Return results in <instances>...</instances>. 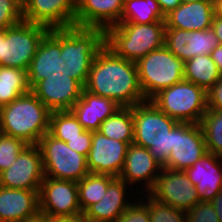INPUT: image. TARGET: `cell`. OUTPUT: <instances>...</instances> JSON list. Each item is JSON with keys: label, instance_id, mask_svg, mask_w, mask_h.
I'll use <instances>...</instances> for the list:
<instances>
[{"label": "cell", "instance_id": "obj_1", "mask_svg": "<svg viewBox=\"0 0 222 222\" xmlns=\"http://www.w3.org/2000/svg\"><path fill=\"white\" fill-rule=\"evenodd\" d=\"M84 89L110 98L121 107L146 101L139 85L136 63L117 56L106 45L93 59Z\"/></svg>", "mask_w": 222, "mask_h": 222}, {"label": "cell", "instance_id": "obj_2", "mask_svg": "<svg viewBox=\"0 0 222 222\" xmlns=\"http://www.w3.org/2000/svg\"><path fill=\"white\" fill-rule=\"evenodd\" d=\"M51 111L30 90L0 108V132L37 145L49 131Z\"/></svg>", "mask_w": 222, "mask_h": 222}, {"label": "cell", "instance_id": "obj_3", "mask_svg": "<svg viewBox=\"0 0 222 222\" xmlns=\"http://www.w3.org/2000/svg\"><path fill=\"white\" fill-rule=\"evenodd\" d=\"M135 145L150 150L164 166L174 147V127L179 123L160 111L150 100L132 106Z\"/></svg>", "mask_w": 222, "mask_h": 222}, {"label": "cell", "instance_id": "obj_4", "mask_svg": "<svg viewBox=\"0 0 222 222\" xmlns=\"http://www.w3.org/2000/svg\"><path fill=\"white\" fill-rule=\"evenodd\" d=\"M165 21L150 24L120 22L105 31V45L117 56L137 62L164 46Z\"/></svg>", "mask_w": 222, "mask_h": 222}, {"label": "cell", "instance_id": "obj_5", "mask_svg": "<svg viewBox=\"0 0 222 222\" xmlns=\"http://www.w3.org/2000/svg\"><path fill=\"white\" fill-rule=\"evenodd\" d=\"M59 29L65 72L85 87L92 61L105 45V31L75 25Z\"/></svg>", "mask_w": 222, "mask_h": 222}, {"label": "cell", "instance_id": "obj_6", "mask_svg": "<svg viewBox=\"0 0 222 222\" xmlns=\"http://www.w3.org/2000/svg\"><path fill=\"white\" fill-rule=\"evenodd\" d=\"M150 101L179 123L200 124L208 109L207 92L185 79L160 90Z\"/></svg>", "mask_w": 222, "mask_h": 222}, {"label": "cell", "instance_id": "obj_7", "mask_svg": "<svg viewBox=\"0 0 222 222\" xmlns=\"http://www.w3.org/2000/svg\"><path fill=\"white\" fill-rule=\"evenodd\" d=\"M138 80L146 100L184 79V62L165 46L136 62Z\"/></svg>", "mask_w": 222, "mask_h": 222}, {"label": "cell", "instance_id": "obj_8", "mask_svg": "<svg viewBox=\"0 0 222 222\" xmlns=\"http://www.w3.org/2000/svg\"><path fill=\"white\" fill-rule=\"evenodd\" d=\"M37 145L41 151L45 177L78 182L90 173L87 158L72 150L63 140L45 133Z\"/></svg>", "mask_w": 222, "mask_h": 222}, {"label": "cell", "instance_id": "obj_9", "mask_svg": "<svg viewBox=\"0 0 222 222\" xmlns=\"http://www.w3.org/2000/svg\"><path fill=\"white\" fill-rule=\"evenodd\" d=\"M49 28L40 24L22 21L5 29L2 41V66L27 71L37 48Z\"/></svg>", "mask_w": 222, "mask_h": 222}, {"label": "cell", "instance_id": "obj_10", "mask_svg": "<svg viewBox=\"0 0 222 222\" xmlns=\"http://www.w3.org/2000/svg\"><path fill=\"white\" fill-rule=\"evenodd\" d=\"M148 194L162 203L185 212L200 202L195 186L184 171L164 167Z\"/></svg>", "mask_w": 222, "mask_h": 222}, {"label": "cell", "instance_id": "obj_11", "mask_svg": "<svg viewBox=\"0 0 222 222\" xmlns=\"http://www.w3.org/2000/svg\"><path fill=\"white\" fill-rule=\"evenodd\" d=\"M45 179L38 145H27L15 162L0 173V186L12 189L40 190Z\"/></svg>", "mask_w": 222, "mask_h": 222}, {"label": "cell", "instance_id": "obj_12", "mask_svg": "<svg viewBox=\"0 0 222 222\" xmlns=\"http://www.w3.org/2000/svg\"><path fill=\"white\" fill-rule=\"evenodd\" d=\"M39 211L48 216L82 214L77 182L45 177L39 190Z\"/></svg>", "mask_w": 222, "mask_h": 222}, {"label": "cell", "instance_id": "obj_13", "mask_svg": "<svg viewBox=\"0 0 222 222\" xmlns=\"http://www.w3.org/2000/svg\"><path fill=\"white\" fill-rule=\"evenodd\" d=\"M206 153L208 151L200 124L178 123L174 127V147L163 167L184 171Z\"/></svg>", "mask_w": 222, "mask_h": 222}, {"label": "cell", "instance_id": "obj_14", "mask_svg": "<svg viewBox=\"0 0 222 222\" xmlns=\"http://www.w3.org/2000/svg\"><path fill=\"white\" fill-rule=\"evenodd\" d=\"M162 168L163 166L154 159L149 149L133 143L127 148L124 166L119 178L129 185L132 190L135 191L137 190L135 188H138L136 191L138 195L146 194L154 186Z\"/></svg>", "mask_w": 222, "mask_h": 222}, {"label": "cell", "instance_id": "obj_15", "mask_svg": "<svg viewBox=\"0 0 222 222\" xmlns=\"http://www.w3.org/2000/svg\"><path fill=\"white\" fill-rule=\"evenodd\" d=\"M48 76H69L65 72L64 58L61 56L60 29H50L43 37L27 70L31 89Z\"/></svg>", "mask_w": 222, "mask_h": 222}, {"label": "cell", "instance_id": "obj_16", "mask_svg": "<svg viewBox=\"0 0 222 222\" xmlns=\"http://www.w3.org/2000/svg\"><path fill=\"white\" fill-rule=\"evenodd\" d=\"M128 144L109 139L99 131L92 132V144L87 156L90 173L119 177L125 162Z\"/></svg>", "mask_w": 222, "mask_h": 222}, {"label": "cell", "instance_id": "obj_17", "mask_svg": "<svg viewBox=\"0 0 222 222\" xmlns=\"http://www.w3.org/2000/svg\"><path fill=\"white\" fill-rule=\"evenodd\" d=\"M217 45L212 28L195 31L165 28L164 46L184 63L196 56L210 55Z\"/></svg>", "mask_w": 222, "mask_h": 222}, {"label": "cell", "instance_id": "obj_18", "mask_svg": "<svg viewBox=\"0 0 222 222\" xmlns=\"http://www.w3.org/2000/svg\"><path fill=\"white\" fill-rule=\"evenodd\" d=\"M76 0H27L23 4L24 21L49 29L75 25Z\"/></svg>", "mask_w": 222, "mask_h": 222}, {"label": "cell", "instance_id": "obj_19", "mask_svg": "<svg viewBox=\"0 0 222 222\" xmlns=\"http://www.w3.org/2000/svg\"><path fill=\"white\" fill-rule=\"evenodd\" d=\"M84 87L69 76H48L31 91L51 111L71 110Z\"/></svg>", "mask_w": 222, "mask_h": 222}, {"label": "cell", "instance_id": "obj_20", "mask_svg": "<svg viewBox=\"0 0 222 222\" xmlns=\"http://www.w3.org/2000/svg\"><path fill=\"white\" fill-rule=\"evenodd\" d=\"M131 189L122 179L115 177L109 183L104 197L83 213L84 218L92 222H115L139 196L136 192L132 193L134 190Z\"/></svg>", "mask_w": 222, "mask_h": 222}, {"label": "cell", "instance_id": "obj_21", "mask_svg": "<svg viewBox=\"0 0 222 222\" xmlns=\"http://www.w3.org/2000/svg\"><path fill=\"white\" fill-rule=\"evenodd\" d=\"M124 0H76L75 26L101 28L120 23Z\"/></svg>", "mask_w": 222, "mask_h": 222}, {"label": "cell", "instance_id": "obj_22", "mask_svg": "<svg viewBox=\"0 0 222 222\" xmlns=\"http://www.w3.org/2000/svg\"><path fill=\"white\" fill-rule=\"evenodd\" d=\"M195 186L200 201L210 202L222 190V157L206 153L184 170Z\"/></svg>", "mask_w": 222, "mask_h": 222}, {"label": "cell", "instance_id": "obj_23", "mask_svg": "<svg viewBox=\"0 0 222 222\" xmlns=\"http://www.w3.org/2000/svg\"><path fill=\"white\" fill-rule=\"evenodd\" d=\"M39 214V190L0 186V222H26Z\"/></svg>", "mask_w": 222, "mask_h": 222}, {"label": "cell", "instance_id": "obj_24", "mask_svg": "<svg viewBox=\"0 0 222 222\" xmlns=\"http://www.w3.org/2000/svg\"><path fill=\"white\" fill-rule=\"evenodd\" d=\"M215 16L214 1L201 0L192 3H181L165 16L166 28L181 30H206L211 28Z\"/></svg>", "mask_w": 222, "mask_h": 222}, {"label": "cell", "instance_id": "obj_25", "mask_svg": "<svg viewBox=\"0 0 222 222\" xmlns=\"http://www.w3.org/2000/svg\"><path fill=\"white\" fill-rule=\"evenodd\" d=\"M120 108L121 106L110 98L101 97L83 89L81 97L71 111L85 130L95 132L99 131L101 123L106 118Z\"/></svg>", "mask_w": 222, "mask_h": 222}, {"label": "cell", "instance_id": "obj_26", "mask_svg": "<svg viewBox=\"0 0 222 222\" xmlns=\"http://www.w3.org/2000/svg\"><path fill=\"white\" fill-rule=\"evenodd\" d=\"M222 73L210 55L191 58L184 63V79L208 92L221 78Z\"/></svg>", "mask_w": 222, "mask_h": 222}, {"label": "cell", "instance_id": "obj_27", "mask_svg": "<svg viewBox=\"0 0 222 222\" xmlns=\"http://www.w3.org/2000/svg\"><path fill=\"white\" fill-rule=\"evenodd\" d=\"M99 132L109 139L133 144L134 121L132 107H121L100 125Z\"/></svg>", "mask_w": 222, "mask_h": 222}, {"label": "cell", "instance_id": "obj_28", "mask_svg": "<svg viewBox=\"0 0 222 222\" xmlns=\"http://www.w3.org/2000/svg\"><path fill=\"white\" fill-rule=\"evenodd\" d=\"M31 90L27 71L0 66V108Z\"/></svg>", "mask_w": 222, "mask_h": 222}, {"label": "cell", "instance_id": "obj_29", "mask_svg": "<svg viewBox=\"0 0 222 222\" xmlns=\"http://www.w3.org/2000/svg\"><path fill=\"white\" fill-rule=\"evenodd\" d=\"M164 20L156 0H124L120 22L150 24Z\"/></svg>", "mask_w": 222, "mask_h": 222}, {"label": "cell", "instance_id": "obj_30", "mask_svg": "<svg viewBox=\"0 0 222 222\" xmlns=\"http://www.w3.org/2000/svg\"><path fill=\"white\" fill-rule=\"evenodd\" d=\"M115 177L110 175L89 173L77 182L79 205L82 214L105 195L109 183Z\"/></svg>", "mask_w": 222, "mask_h": 222}, {"label": "cell", "instance_id": "obj_31", "mask_svg": "<svg viewBox=\"0 0 222 222\" xmlns=\"http://www.w3.org/2000/svg\"><path fill=\"white\" fill-rule=\"evenodd\" d=\"M200 126L209 153L222 157V110L207 109Z\"/></svg>", "mask_w": 222, "mask_h": 222}, {"label": "cell", "instance_id": "obj_32", "mask_svg": "<svg viewBox=\"0 0 222 222\" xmlns=\"http://www.w3.org/2000/svg\"><path fill=\"white\" fill-rule=\"evenodd\" d=\"M84 130L71 110L51 112L48 133L54 138L66 142V138L80 137Z\"/></svg>", "mask_w": 222, "mask_h": 222}, {"label": "cell", "instance_id": "obj_33", "mask_svg": "<svg viewBox=\"0 0 222 222\" xmlns=\"http://www.w3.org/2000/svg\"><path fill=\"white\" fill-rule=\"evenodd\" d=\"M138 197L148 207L151 222H187L185 211L162 203L151 197L148 193L141 194Z\"/></svg>", "mask_w": 222, "mask_h": 222}, {"label": "cell", "instance_id": "obj_34", "mask_svg": "<svg viewBox=\"0 0 222 222\" xmlns=\"http://www.w3.org/2000/svg\"><path fill=\"white\" fill-rule=\"evenodd\" d=\"M27 145L21 139L0 132V173L15 162Z\"/></svg>", "mask_w": 222, "mask_h": 222}, {"label": "cell", "instance_id": "obj_35", "mask_svg": "<svg viewBox=\"0 0 222 222\" xmlns=\"http://www.w3.org/2000/svg\"><path fill=\"white\" fill-rule=\"evenodd\" d=\"M24 21L23 4L19 0H0V29H6Z\"/></svg>", "mask_w": 222, "mask_h": 222}, {"label": "cell", "instance_id": "obj_36", "mask_svg": "<svg viewBox=\"0 0 222 222\" xmlns=\"http://www.w3.org/2000/svg\"><path fill=\"white\" fill-rule=\"evenodd\" d=\"M187 222H219L214 206L208 201H200L186 212Z\"/></svg>", "mask_w": 222, "mask_h": 222}, {"label": "cell", "instance_id": "obj_37", "mask_svg": "<svg viewBox=\"0 0 222 222\" xmlns=\"http://www.w3.org/2000/svg\"><path fill=\"white\" fill-rule=\"evenodd\" d=\"M115 222H151L148 207L137 198Z\"/></svg>", "mask_w": 222, "mask_h": 222}, {"label": "cell", "instance_id": "obj_38", "mask_svg": "<svg viewBox=\"0 0 222 222\" xmlns=\"http://www.w3.org/2000/svg\"><path fill=\"white\" fill-rule=\"evenodd\" d=\"M66 143L72 150L87 158L92 144V132L84 130L80 137L66 138Z\"/></svg>", "mask_w": 222, "mask_h": 222}, {"label": "cell", "instance_id": "obj_39", "mask_svg": "<svg viewBox=\"0 0 222 222\" xmlns=\"http://www.w3.org/2000/svg\"><path fill=\"white\" fill-rule=\"evenodd\" d=\"M208 109L222 110V76L207 92Z\"/></svg>", "mask_w": 222, "mask_h": 222}, {"label": "cell", "instance_id": "obj_40", "mask_svg": "<svg viewBox=\"0 0 222 222\" xmlns=\"http://www.w3.org/2000/svg\"><path fill=\"white\" fill-rule=\"evenodd\" d=\"M44 216L48 219L49 222H83L85 219L83 214Z\"/></svg>", "mask_w": 222, "mask_h": 222}, {"label": "cell", "instance_id": "obj_41", "mask_svg": "<svg viewBox=\"0 0 222 222\" xmlns=\"http://www.w3.org/2000/svg\"><path fill=\"white\" fill-rule=\"evenodd\" d=\"M164 16L173 11L182 2L181 0H156Z\"/></svg>", "mask_w": 222, "mask_h": 222}, {"label": "cell", "instance_id": "obj_42", "mask_svg": "<svg viewBox=\"0 0 222 222\" xmlns=\"http://www.w3.org/2000/svg\"><path fill=\"white\" fill-rule=\"evenodd\" d=\"M211 28L213 29L216 35L219 45H222V18L215 15Z\"/></svg>", "mask_w": 222, "mask_h": 222}, {"label": "cell", "instance_id": "obj_43", "mask_svg": "<svg viewBox=\"0 0 222 222\" xmlns=\"http://www.w3.org/2000/svg\"><path fill=\"white\" fill-rule=\"evenodd\" d=\"M210 203L214 206L219 222H222V190L215 195Z\"/></svg>", "mask_w": 222, "mask_h": 222}, {"label": "cell", "instance_id": "obj_44", "mask_svg": "<svg viewBox=\"0 0 222 222\" xmlns=\"http://www.w3.org/2000/svg\"><path fill=\"white\" fill-rule=\"evenodd\" d=\"M211 59L217 65V68L222 73V45H217L216 48L210 53Z\"/></svg>", "mask_w": 222, "mask_h": 222}, {"label": "cell", "instance_id": "obj_45", "mask_svg": "<svg viewBox=\"0 0 222 222\" xmlns=\"http://www.w3.org/2000/svg\"><path fill=\"white\" fill-rule=\"evenodd\" d=\"M213 1H214L215 15L222 18V0H213Z\"/></svg>", "mask_w": 222, "mask_h": 222}, {"label": "cell", "instance_id": "obj_46", "mask_svg": "<svg viewBox=\"0 0 222 222\" xmlns=\"http://www.w3.org/2000/svg\"><path fill=\"white\" fill-rule=\"evenodd\" d=\"M2 41H5V29H0V66H2Z\"/></svg>", "mask_w": 222, "mask_h": 222}, {"label": "cell", "instance_id": "obj_47", "mask_svg": "<svg viewBox=\"0 0 222 222\" xmlns=\"http://www.w3.org/2000/svg\"><path fill=\"white\" fill-rule=\"evenodd\" d=\"M26 222H49V221L44 215L39 214L36 217L31 218Z\"/></svg>", "mask_w": 222, "mask_h": 222}, {"label": "cell", "instance_id": "obj_48", "mask_svg": "<svg viewBox=\"0 0 222 222\" xmlns=\"http://www.w3.org/2000/svg\"><path fill=\"white\" fill-rule=\"evenodd\" d=\"M201 0H181L182 3H192V2H197Z\"/></svg>", "mask_w": 222, "mask_h": 222}, {"label": "cell", "instance_id": "obj_49", "mask_svg": "<svg viewBox=\"0 0 222 222\" xmlns=\"http://www.w3.org/2000/svg\"><path fill=\"white\" fill-rule=\"evenodd\" d=\"M22 4H24L27 0H19Z\"/></svg>", "mask_w": 222, "mask_h": 222}, {"label": "cell", "instance_id": "obj_50", "mask_svg": "<svg viewBox=\"0 0 222 222\" xmlns=\"http://www.w3.org/2000/svg\"><path fill=\"white\" fill-rule=\"evenodd\" d=\"M83 222H92V221H88V220L84 219Z\"/></svg>", "mask_w": 222, "mask_h": 222}]
</instances>
